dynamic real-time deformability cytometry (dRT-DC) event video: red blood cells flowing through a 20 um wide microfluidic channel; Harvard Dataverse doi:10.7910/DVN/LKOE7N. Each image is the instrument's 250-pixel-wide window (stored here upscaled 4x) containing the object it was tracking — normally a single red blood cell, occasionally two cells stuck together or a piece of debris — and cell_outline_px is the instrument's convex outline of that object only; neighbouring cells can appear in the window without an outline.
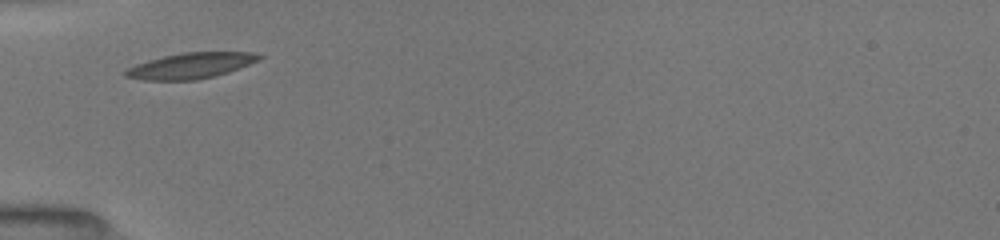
{"species": "common noctule bat (a hibernating species)", "species_latin": "Nyctalus noctula", "temperature_condition": "room temperature", "stored_images_in_passage": 2, "camera_frame_rate_fps": 3000, "um_per_image_px": 0.085, "animal": {"sex": "female", "body_mass_g": 19.5, "forearm_length_mm": 54.1}, "frame": {"image": 1, "passage_image": 1, "time_ms": 0.0, "image_size_px": [1000, 240], "cell_outline_px": [[264, 56], [248, 64], [228, 72], [196, 80], [144, 80], [124, 76], [124, 72], [128, 68], [136, 64], [148, 60], [164, 56], [184, 52], [252, 52]], "centroid_in_image_um": [16.18, 5.58], "position_along_channel_um": 68.8, "area_um2": 19.71}}